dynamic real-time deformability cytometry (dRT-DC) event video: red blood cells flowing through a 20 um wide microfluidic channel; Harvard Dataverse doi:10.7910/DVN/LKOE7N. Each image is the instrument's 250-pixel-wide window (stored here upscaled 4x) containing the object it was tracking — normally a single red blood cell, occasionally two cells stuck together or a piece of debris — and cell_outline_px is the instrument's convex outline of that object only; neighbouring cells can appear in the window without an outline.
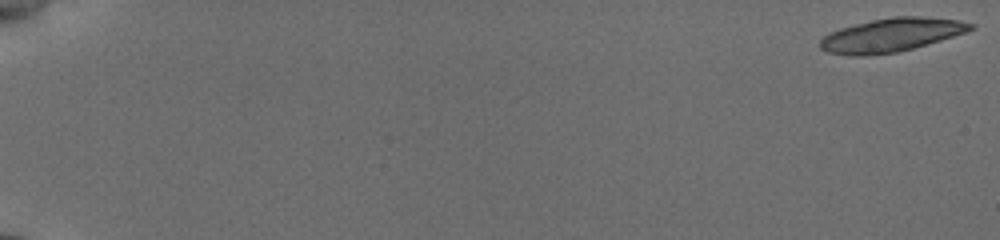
{"species": "common noctule bat (a hibernating species)", "species_latin": "Nyctalus noctula", "temperature_condition": "cold", "stored_images_in_passage": 28, "camera_frame_rate_fps": 3000, "um_per_image_px": 0.085, "animal": {"sex": "female", "body_mass_g": 19.5, "forearm_length_mm": 54.1}, "frame": {"image": 1, "passage_image": 1, "time_ms": 0.0, "image_size_px": [1000, 240], "cell_outline_px": [[976, 28], [968, 32], [912, 48], [896, 52], [860, 56], [852, 56], [828, 52], [820, 48], [820, 40], [828, 32], [840, 28], [872, 20], [892, 16], [920, 16], [956, 20], [976, 24]], "centroid_in_image_um": [75.76, 2.97], "position_along_channel_um": 9.2, "area_um2": 29.3}}
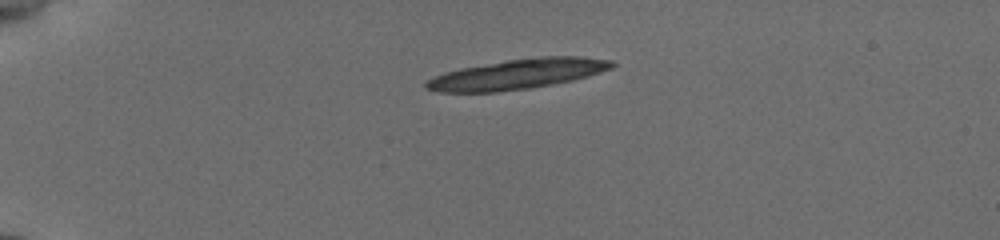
{"frame": {"image": 2, "passage_image": 15, "time_ms": 4.667, "image_size_px": [1000, 240], "cell_outline_px": [[616, 64], [612, 68], [600, 72], [572, 80], [552, 84], [528, 88], [496, 92], [436, 92], [424, 88], [424, 84], [432, 76], [444, 72], [460, 68], [508, 60], [540, 56], [580, 56], [612, 60]], "centroid_in_image_um": [43.95, 6.3], "position_along_channel_um": 41.0, "area_um2": 32.48}}